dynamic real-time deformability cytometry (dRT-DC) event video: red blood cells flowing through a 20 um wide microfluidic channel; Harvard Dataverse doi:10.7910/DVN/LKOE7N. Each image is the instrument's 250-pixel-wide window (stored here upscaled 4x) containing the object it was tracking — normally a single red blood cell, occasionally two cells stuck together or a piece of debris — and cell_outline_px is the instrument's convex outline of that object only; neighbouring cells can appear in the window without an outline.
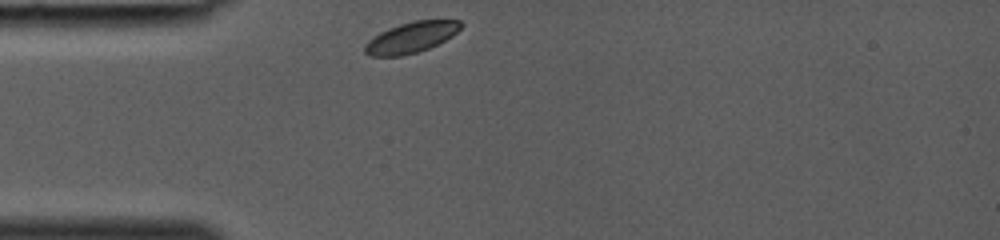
{"species": "common noctule bat (a hibernating species)", "species_latin": "Nyctalus noctula", "temperature_condition": "room temperature", "stored_images_in_passage": 24, "camera_frame_rate_fps": 3000, "um_per_image_px": 0.085, "animal": {"sex": "female", "body_mass_g": 19.0, "forearm_length_mm": 53.3}, "frame": {"image": 1, "passage_image": 1, "time_ms": 0.0, "image_size_px": [1000, 240], "cell_outline_px": [[464, 24], [452, 36], [428, 48], [416, 52], [400, 56], [368, 56], [364, 52], [364, 44], [368, 40], [380, 32], [388, 28], [412, 20], [460, 20]], "centroid_in_image_um": [34.92, 3.17], "position_along_channel_um": 50.1, "area_um2": 17.17}}
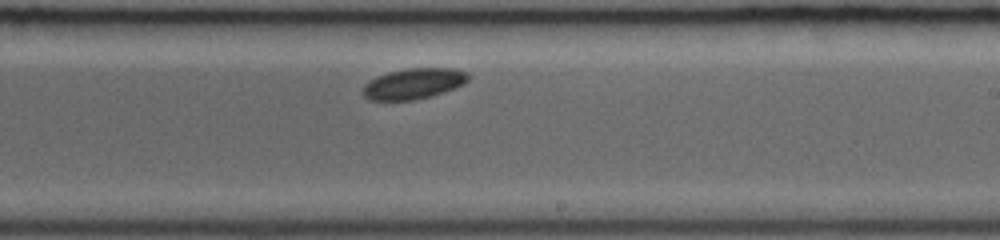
{"frame": {"image": 2, "passage_image": 14, "time_ms": 4.333, "image_size_px": [1000, 240], "cell_outline_px": [[468, 80], [464, 84], [428, 96], [412, 100], [368, 100], [364, 96], [364, 84], [376, 76], [388, 72], [408, 68], [452, 68], [468, 72]], "centroid_in_image_um": [35.13, 7.09], "position_along_channel_um": 253.9, "area_um2": 18.55}}
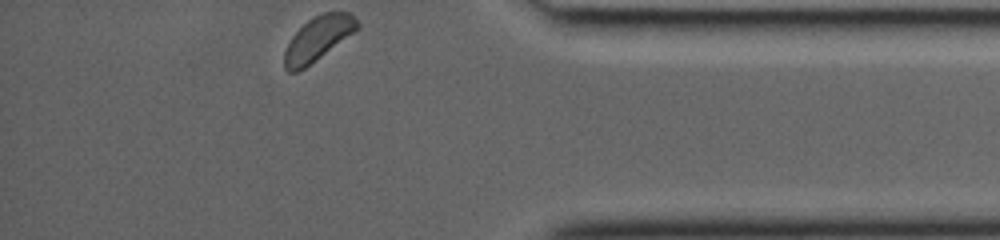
{"frame": {"image": 3, "passage_image": 24, "time_ms": 7.667, "image_size_px": [1000, 240], "cell_outline_px": [[360, 28], [356, 32], [304, 68], [296, 72], [288, 72], [284, 68], [284, 52], [292, 36], [308, 20], [324, 12], [348, 12], [360, 24]], "centroid_in_image_um": [27.05, 3.29], "position_along_channel_um": 408.2, "area_um2": 18.61}}